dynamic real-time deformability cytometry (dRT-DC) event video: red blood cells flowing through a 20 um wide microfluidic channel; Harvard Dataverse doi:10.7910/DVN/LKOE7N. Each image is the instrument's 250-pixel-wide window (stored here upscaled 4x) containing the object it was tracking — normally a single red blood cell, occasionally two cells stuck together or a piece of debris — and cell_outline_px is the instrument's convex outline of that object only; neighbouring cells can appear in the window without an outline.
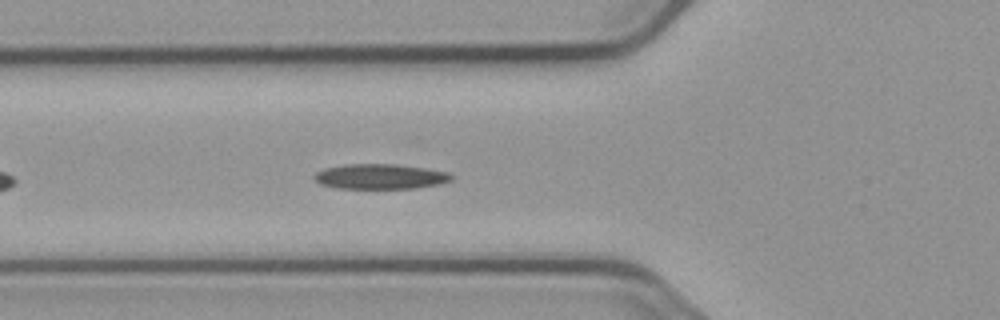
{"species": "common noctule bat (a hibernating species)", "species_latin": "Nyctalus noctula", "temperature_condition": "cold", "stored_images_in_passage": 6, "camera_frame_rate_fps": 3000, "um_per_image_px": 0.085, "animal": {"sex": "male", "body_mass_g": 23.1, "forearm_length_mm": 52.7}, "frame": {"image": 1, "passage_image": 6, "time_ms": 6.667, "image_size_px": [1000, 320], "cell_outline_px": [[452, 180], [440, 184], [416, 188], [336, 188], [320, 184], [312, 176], [316, 172], [324, 168], [344, 164], [396, 164], [424, 168], [448, 172], [452, 176]], "centroid_in_image_um": [32.29, 15.0], "position_along_channel_um": 93.5, "area_um2": 20.06}}